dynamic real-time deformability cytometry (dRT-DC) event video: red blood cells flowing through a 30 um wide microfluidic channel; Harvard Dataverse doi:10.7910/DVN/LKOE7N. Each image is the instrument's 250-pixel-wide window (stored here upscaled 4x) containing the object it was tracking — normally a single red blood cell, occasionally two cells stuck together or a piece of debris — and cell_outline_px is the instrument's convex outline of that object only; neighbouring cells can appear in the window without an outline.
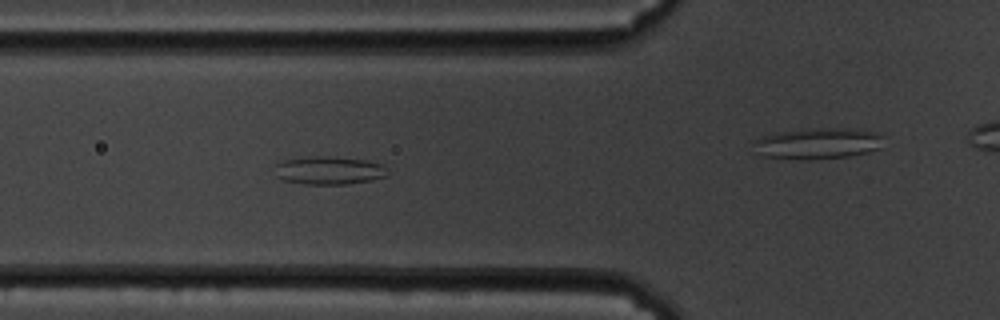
{"species": "common noctule bat (a hibernating species)", "species_latin": "Nyctalus noctula", "temperature_condition": "cold", "stored_images_in_passage": 32, "camera_frame_rate_fps": 3000, "um_per_image_px": 0.085, "animal": {"sex": "male", "body_mass_g": 19.5, "forearm_length_mm": 54.6}, "frame": {"image": 1, "passage_image": 10, "time_ms": 3.0, "image_size_px": [1000, 320], "cell_outline_px": [[388, 176], [372, 180], [348, 184], [304, 184], [284, 180], [276, 176], [276, 164], [284, 160], [308, 156], [324, 156], [364, 160], [384, 164]], "centroid_in_image_um": [27.98, 14.49], "position_along_channel_um": 97.8, "area_um2": 18.44}}
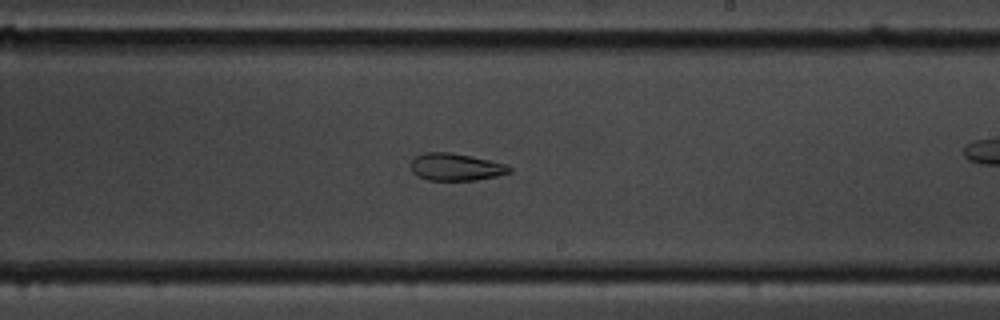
{"frame": {"image": 2, "passage_image": 23, "time_ms": 7.333, "image_size_px": [1000, 320], "cell_outline_px": [[512, 172], [496, 176], [476, 180], [428, 180], [416, 176], [412, 172], [412, 156], [424, 152], [448, 152], [488, 160], [504, 164], [512, 168]], "centroid_in_image_um": [38.69, 14.2], "position_along_channel_um": 250.3, "area_um2": 15.61}}